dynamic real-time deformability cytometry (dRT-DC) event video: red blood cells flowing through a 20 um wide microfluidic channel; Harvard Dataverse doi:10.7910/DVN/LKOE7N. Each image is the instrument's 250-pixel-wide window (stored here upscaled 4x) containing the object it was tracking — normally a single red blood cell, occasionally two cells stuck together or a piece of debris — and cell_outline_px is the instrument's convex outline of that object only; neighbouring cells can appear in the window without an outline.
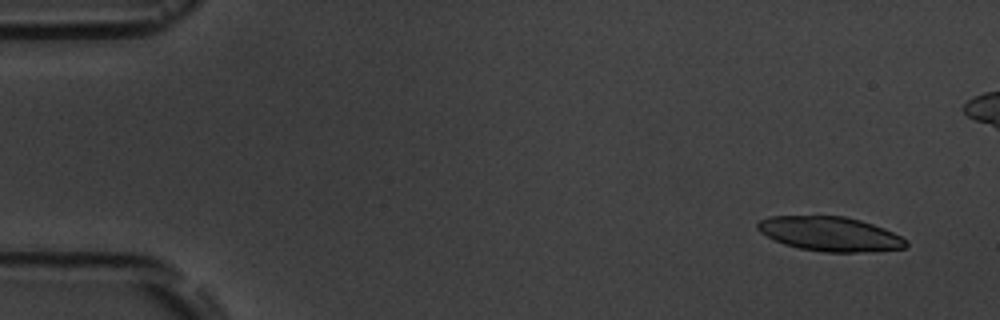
{"species": "common noctule bat (a hibernating species)", "species_latin": "Nyctalus noctula", "temperature_condition": "room temperature", "stored_images_in_passage": 5, "camera_frame_rate_fps": 3000, "um_per_image_px": 0.085, "animal": {"sex": "male", "body_mass_g": 19.5, "forearm_length_mm": 54.6}, "frame": {"image": 1, "passage_image": 1, "time_ms": 0.0, "image_size_px": [1000, 320], "cell_outline_px": [[908, 244], [904, 248], [856, 252], [824, 252], [800, 248], [784, 244], [760, 232], [756, 228], [756, 224], [760, 220], [768, 216], [844, 216], [860, 220], [884, 228], [908, 240]], "centroid_in_image_um": [70.53, 19.87], "position_along_channel_um": 14.5, "area_um2": 29.54}}